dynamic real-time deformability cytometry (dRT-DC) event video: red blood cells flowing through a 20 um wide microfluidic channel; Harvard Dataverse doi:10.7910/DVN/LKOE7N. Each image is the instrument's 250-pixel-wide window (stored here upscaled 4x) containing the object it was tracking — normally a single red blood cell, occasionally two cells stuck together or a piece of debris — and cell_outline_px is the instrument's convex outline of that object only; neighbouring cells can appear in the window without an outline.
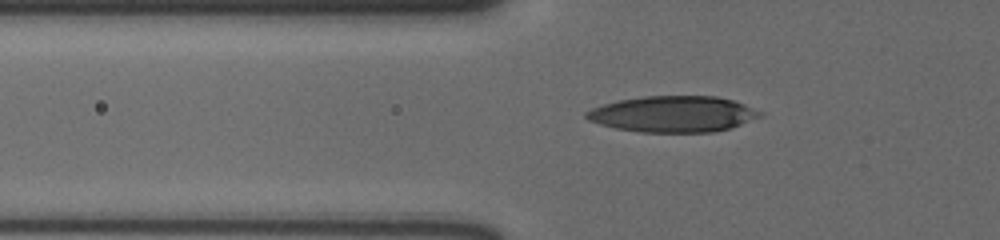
{"species": "human", "species_latin": "Homo sapiens", "temperature_condition": "cold", "stored_images_in_passage": 40, "camera_frame_rate_fps": 3000, "um_per_image_px": 0.085, "donor": {"sex": "male"}, "frame": {"image": 1, "passage_image": 3, "time_ms": 0.667, "image_size_px": [1000, 240], "cell_outline_px": [[764, 112], [760, 116], [740, 124], [728, 128], [712, 132], [640, 132], [616, 128], [600, 124], [588, 120], [584, 116], [584, 112], [592, 108], [604, 104], [620, 100], [644, 96], [716, 96], [732, 100], [744, 104]], "centroid_in_image_um": [57.19, 9.69], "position_along_channel_um": 68.6, "area_um2": 36.3}}
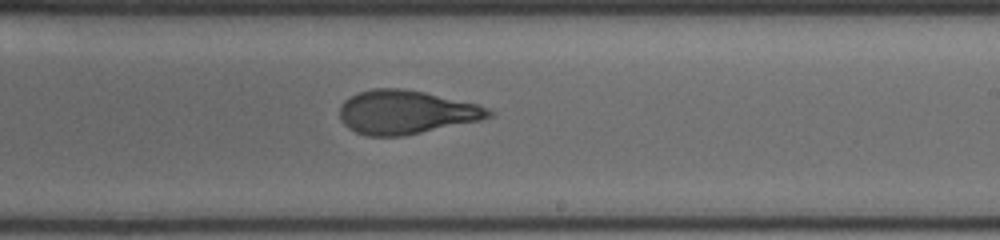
{"frame": {"image": 2, "passage_image": 19, "time_ms": 6.0, "image_size_px": [1000, 240], "cell_outline_px": [[496, 112], [492, 116], [480, 120], [404, 136], [368, 136], [356, 132], [348, 128], [340, 120], [340, 104], [344, 100], [360, 92], [372, 88], [404, 88], [424, 92], [476, 104], [492, 108]], "centroid_in_image_um": [34.51, 9.54], "position_along_channel_um": 254.5, "area_um2": 38.03}}
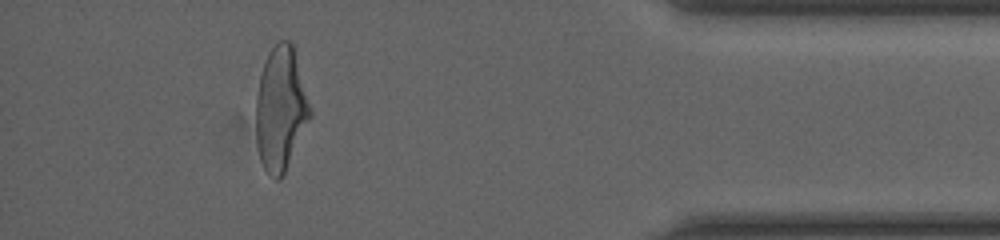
{"frame": {"image": 3, "passage_image": 35, "time_ms": 11.333, "image_size_px": [1000, 240], "cell_outline_px": [[312, 116], [284, 176], [280, 180], [276, 180], [264, 168], [260, 160], [256, 144], [256, 96], [260, 76], [268, 52], [280, 40], [288, 40], [292, 44], [312, 108]], "centroid_in_image_um": [23.87, 9.3], "position_along_channel_um": 411.3, "area_um2": 39.42}, "authors_computed_cell_mechanics": {"area_um2": 38.2058, "velocity_mm_per_s": 3.61, "shape_relaxation_time_tau1_ms": 6.9446, "shape_relaxation_time_tau2_ms": 1.4457, "deformation_change_tau1": 0.2287, "deformation_change_tau2": 0.0949}}